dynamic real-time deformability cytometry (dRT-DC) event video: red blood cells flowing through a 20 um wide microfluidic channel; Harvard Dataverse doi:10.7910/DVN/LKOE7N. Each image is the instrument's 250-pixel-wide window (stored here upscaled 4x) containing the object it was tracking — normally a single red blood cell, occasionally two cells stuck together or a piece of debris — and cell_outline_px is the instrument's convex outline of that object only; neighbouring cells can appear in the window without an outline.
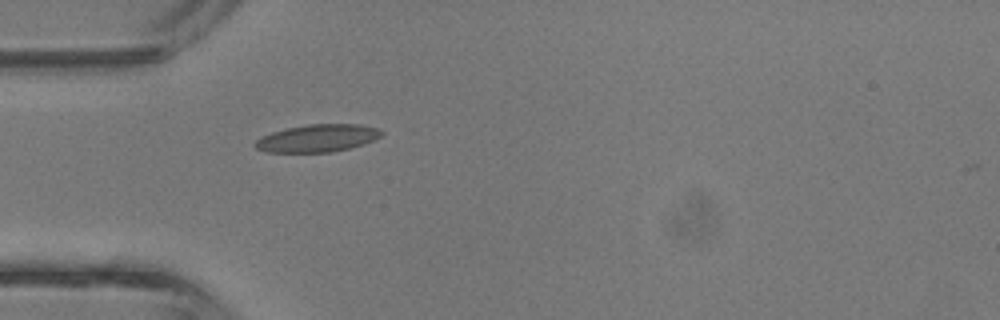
{"species": "common noctule bat (a hibernating species)", "species_latin": "Nyctalus noctula", "temperature_condition": "room temperature", "stored_images_in_passage": 31, "camera_frame_rate_fps": 3000, "um_per_image_px": 0.085, "animal": {"sex": "male", "body_mass_g": 13.3}, "frame": {"image": 1, "passage_image": 1, "time_ms": 0.0, "image_size_px": [1000, 320], "cell_outline_px": [[384, 132], [380, 136], [364, 144], [332, 152], [268, 152], [256, 148], [252, 144], [260, 136], [272, 132], [288, 128], [308, 124], [360, 124], [376, 128]], "centroid_in_image_um": [26.95, 11.74], "position_along_channel_um": 58.0, "area_um2": 20.17}}
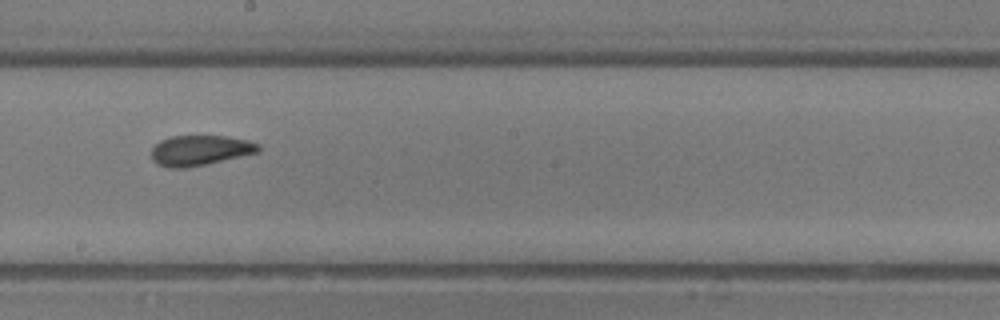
{"frame": {"image": 2, "passage_image": 12, "time_ms": 3.667, "image_size_px": [1000, 320], "cell_outline_px": [[260, 152], [204, 164], [184, 168], [168, 168], [156, 164], [152, 160], [152, 148], [160, 140], [172, 136], [224, 136], [248, 140], [260, 144]], "centroid_in_image_um": [16.99, 12.78], "position_along_channel_um": 231.2, "area_um2": 18.79}}
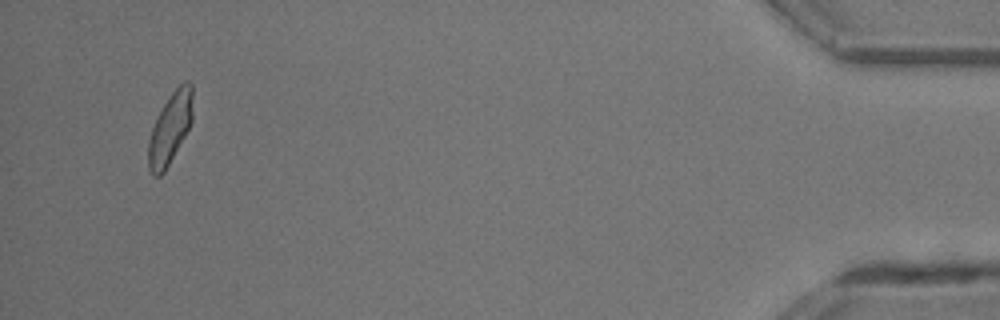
{"frame": {"image": 3, "passage_image": 29, "time_ms": 9.333, "image_size_px": [1000, 320], "cell_outline_px": [[192, 120], [184, 136], [164, 172], [160, 176], [152, 176], [148, 168], [148, 140], [152, 128], [164, 104], [172, 92], [184, 80], [188, 80], [192, 84]], "centroid_in_image_um": [14.45, 10.91], "position_along_channel_um": 420.8, "area_um2": 18.09}, "authors_computed_cell_mechanics": {"area_um2": 18.3804, "velocity_mm_per_s": 4.8072, "shape_relaxation_time_tau1_ms": 2.5336, "shape_relaxation_time_tau2_ms": 1.6275, "deformation_change_tau1": 0.1118, "deformation_change_tau2": 0.0772}}